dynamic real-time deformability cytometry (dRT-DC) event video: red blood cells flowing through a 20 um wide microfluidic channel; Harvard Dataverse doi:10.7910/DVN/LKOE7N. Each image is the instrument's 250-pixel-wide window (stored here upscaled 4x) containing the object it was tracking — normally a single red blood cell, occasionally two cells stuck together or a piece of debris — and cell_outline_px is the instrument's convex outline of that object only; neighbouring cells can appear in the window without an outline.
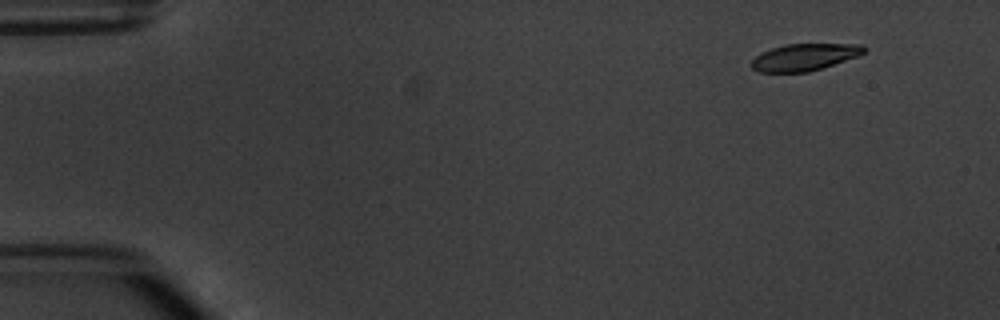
{"species": "common noctule bat (a hibernating species)", "species_latin": "Nyctalus noctula", "temperature_condition": "warm", "stored_images_in_passage": 5, "camera_frame_rate_fps": 3000, "um_per_image_px": 0.085, "animal": {"sex": "male", "body_mass_g": 20.1, "forearm_length_mm": 53.5}, "frame": {"image": 1, "passage_image": 2, "time_ms": 1.0, "image_size_px": [1000, 320], "cell_outline_px": [[868, 48], [864, 52], [856, 56], [808, 72], [756, 72], [752, 68], [752, 60], [756, 56], [772, 48], [784, 44], [864, 44]], "centroid_in_image_um": [68.37, 4.85], "position_along_channel_um": 16.6, "area_um2": 17.4}}
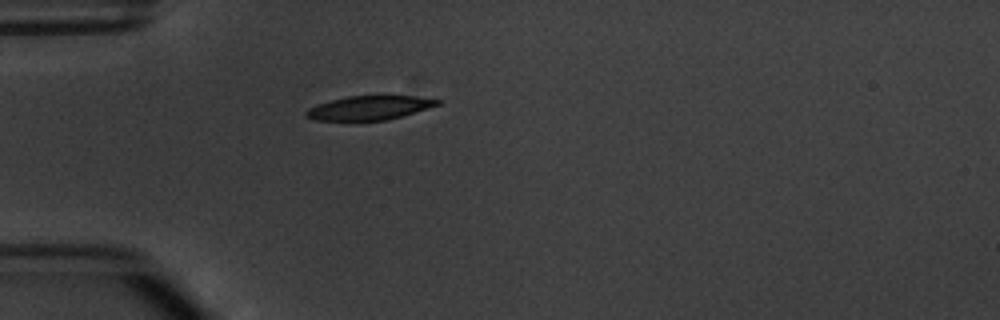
{"frame": {"image": 2, "passage_image": 5, "time_ms": 4.667, "image_size_px": [1000, 320], "cell_outline_px": [[440, 104], [428, 108], [388, 120], [312, 120], [304, 116], [304, 112], [308, 108], [316, 104], [348, 96], [412, 96], [440, 100]], "centroid_in_image_um": [31.33, 9.17], "position_along_channel_um": 53.7, "area_um2": 18.21}}